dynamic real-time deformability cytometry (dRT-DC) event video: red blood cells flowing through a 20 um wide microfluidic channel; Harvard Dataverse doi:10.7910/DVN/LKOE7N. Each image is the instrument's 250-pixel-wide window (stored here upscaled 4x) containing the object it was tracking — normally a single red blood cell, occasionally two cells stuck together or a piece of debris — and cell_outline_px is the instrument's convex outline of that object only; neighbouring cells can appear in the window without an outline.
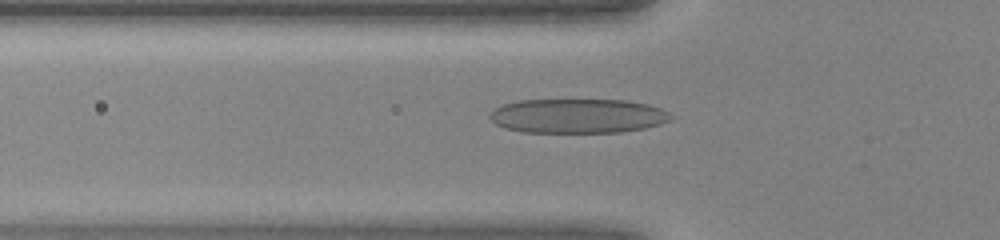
{"species": "human", "species_latin": "Homo sapiens", "temperature_condition": "warm", "stored_images_in_passage": 44, "camera_frame_rate_fps": 3000, "um_per_image_px": 0.085, "donor": {"sex": "female"}, "frame": {"image": 1, "passage_image": 15, "time_ms": 4.667, "image_size_px": [1000, 240], "cell_outline_px": [[672, 116], [668, 120], [660, 124], [644, 128], [620, 132], [524, 132], [504, 128], [496, 124], [488, 116], [496, 108], [504, 104], [516, 100], [624, 100], [648, 104], [660, 108], [668, 112]], "centroid_in_image_um": [49.09, 9.85], "position_along_channel_um": 76.7, "area_um2": 36.13}}
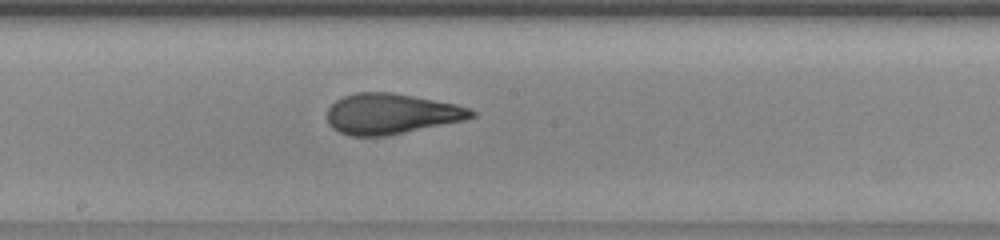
{"frame": {"image": 2, "passage_image": 24, "time_ms": 7.667, "image_size_px": [1000, 240], "cell_outline_px": [[476, 116], [464, 120], [384, 136], [348, 136], [332, 128], [328, 124], [328, 108], [336, 100], [344, 96], [356, 92], [392, 92], [456, 104], [468, 108], [476, 112]], "centroid_in_image_um": [33.23, 9.67], "position_along_channel_um": 215.0, "area_um2": 33.87}}
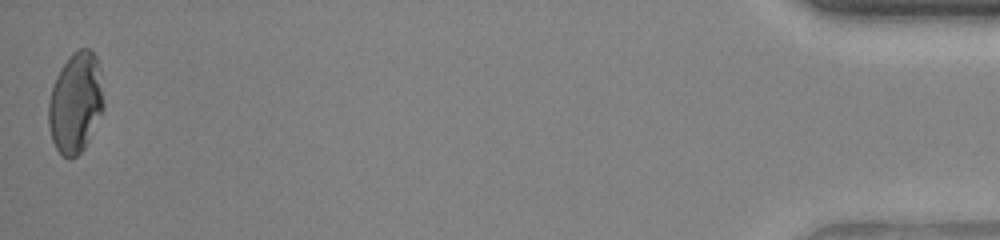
{"frame": {"image": 3, "passage_image": 44, "time_ms": 14.333, "image_size_px": [1000, 240], "cell_outline_px": [[104, 108], [84, 148], [76, 156], [68, 160], [56, 148], [52, 140], [48, 124], [48, 104], [52, 88], [56, 76], [60, 68], [72, 52], [80, 48], [88, 48], [96, 56], [100, 68], [104, 100]], "centroid_in_image_um": [6.43, 8.71], "position_along_channel_um": 428.8, "area_um2": 32.43}}